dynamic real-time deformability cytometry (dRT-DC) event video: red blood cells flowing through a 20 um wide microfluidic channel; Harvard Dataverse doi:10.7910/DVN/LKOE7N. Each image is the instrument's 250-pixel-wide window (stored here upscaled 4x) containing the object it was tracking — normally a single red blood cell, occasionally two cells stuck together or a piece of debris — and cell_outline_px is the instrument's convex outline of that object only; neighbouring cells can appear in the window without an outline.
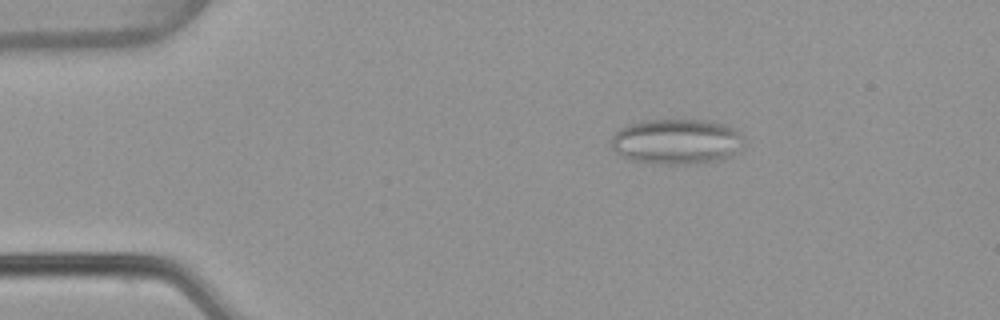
{"species": "common noctule bat (a hibernating species)", "species_latin": "Nyctalus noctula", "temperature_condition": "warm", "stored_images_in_passage": 53, "camera_frame_rate_fps": 3000, "um_per_image_px": 0.085, "animal": {"sex": "female", "body_mass_g": 22.7, "forearm_length_mm": 54.2}, "frame": {"image": 1, "passage_image": 9, "time_ms": 2.667, "image_size_px": [1000, 320], "cell_outline_px": [[744, 144], [732, 156], [720, 160], [692, 164], [656, 164], [632, 160], [620, 156], [612, 148], [612, 136], [620, 128], [628, 124], [644, 120], [712, 120], [724, 124], [740, 132], [744, 136]], "centroid_in_image_um": [57.53, 12.03], "position_along_channel_um": 27.5, "area_um2": 35.49}}
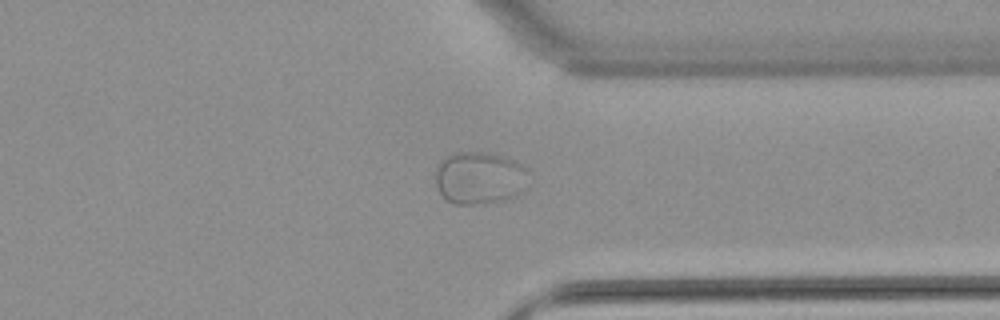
{"frame": {"image": 2, "passage_image": 41, "time_ms": 13.333, "image_size_px": [1000, 320], "cell_outline_px": [[528, 172], [520, 192], [516, 196], [504, 200], [476, 204], [456, 204], [448, 200], [440, 192], [436, 184], [432, 172], [436, 164], [444, 156], [456, 152], [480, 152], [504, 156], [516, 160]], "centroid_in_image_um": [40.67, 15.1], "position_along_channel_um": 370.7, "area_um2": 28.61}}
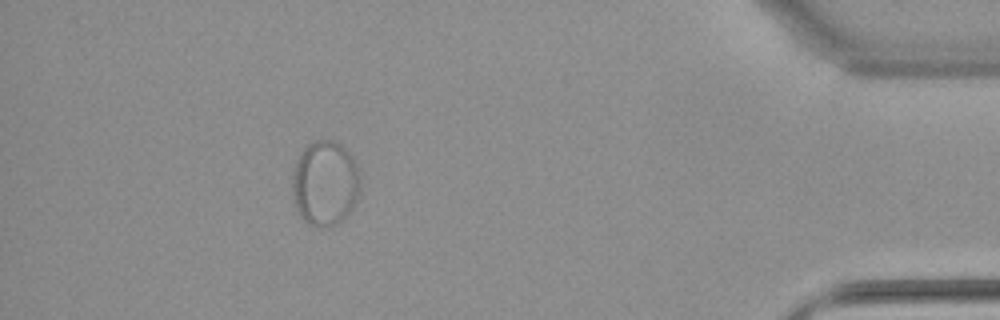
{"frame": {"image": 3, "passage_image": 48, "time_ms": 15.667, "image_size_px": [1000, 320], "cell_outline_px": [[360, 196], [348, 216], [344, 220], [328, 228], [316, 228], [308, 224], [300, 216], [296, 208], [292, 192], [292, 168], [296, 160], [304, 148], [312, 140], [336, 140], [352, 156], [356, 164], [360, 176]], "centroid_in_image_um": [27.64, 15.61], "position_along_channel_um": 407.6, "area_um2": 34.62}}